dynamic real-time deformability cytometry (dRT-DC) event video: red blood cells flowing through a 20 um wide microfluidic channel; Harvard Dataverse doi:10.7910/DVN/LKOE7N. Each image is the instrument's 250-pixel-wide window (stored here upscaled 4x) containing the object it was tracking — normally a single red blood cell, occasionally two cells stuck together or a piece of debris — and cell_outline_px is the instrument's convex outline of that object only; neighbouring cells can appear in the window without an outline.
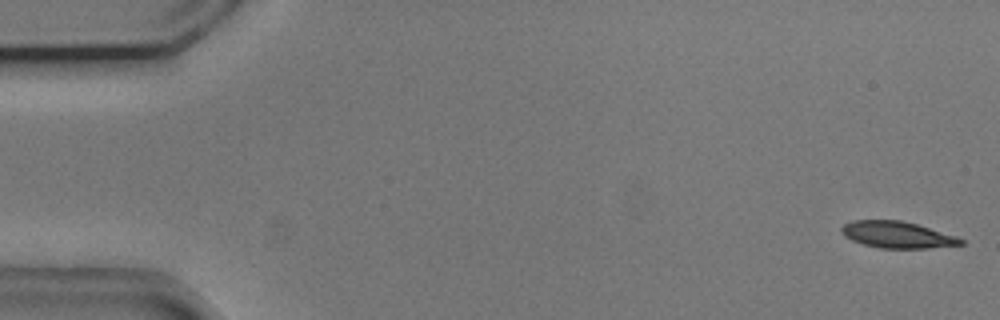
{"species": "common noctule bat (a hibernating species)", "species_latin": "Nyctalus noctula", "temperature_condition": "cold", "stored_images_in_passage": 11, "camera_frame_rate_fps": 3000, "um_per_image_px": 0.085, "animal": {"sex": "male", "body_mass_g": 20.5, "forearm_length_mm": 52.5}, "frame": {"image": 1, "passage_image": 1, "time_ms": 0.0, "image_size_px": [1000, 320], "cell_outline_px": [[964, 244], [928, 248], [880, 248], [864, 244], [852, 240], [844, 236], [840, 232], [840, 228], [844, 224], [852, 220], [900, 220], [916, 224], [956, 236], [964, 240]], "centroid_in_image_um": [76.23, 19.95], "position_along_channel_um": 8.8, "area_um2": 18.38}}